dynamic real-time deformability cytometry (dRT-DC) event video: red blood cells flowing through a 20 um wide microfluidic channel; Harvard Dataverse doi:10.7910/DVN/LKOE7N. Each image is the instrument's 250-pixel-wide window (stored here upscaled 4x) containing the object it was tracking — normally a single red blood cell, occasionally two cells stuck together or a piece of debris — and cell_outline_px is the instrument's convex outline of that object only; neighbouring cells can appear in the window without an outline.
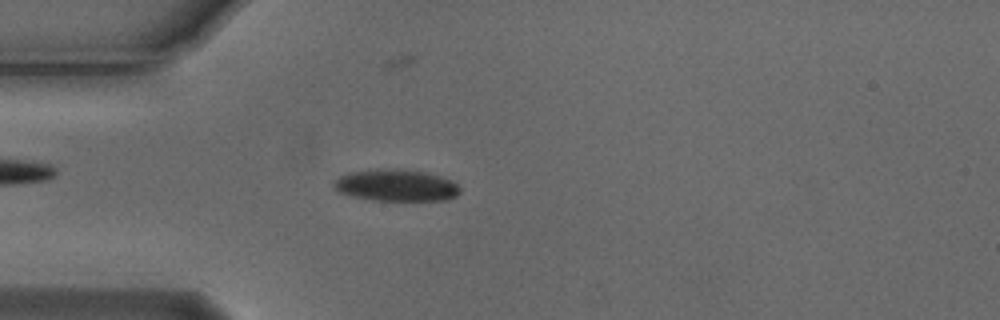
{"species": "Egyptian fruit bat (a non-hibernating species)", "species_latin": "Rousettus aegyptiacus", "temperature_condition": "cold", "stored_images_in_passage": 55, "camera_frame_rate_fps": 3000, "um_per_image_px": 0.085, "animal": {"sex": "male"}, "frame": {"image": 1, "passage_image": 15, "time_ms": 4.667, "image_size_px": [1000, 320], "cell_outline_px": [[460, 192], [456, 196], [448, 200], [372, 200], [352, 196], [340, 192], [332, 188], [332, 184], [340, 176], [352, 172], [376, 168], [396, 168], [424, 172], [440, 176], [452, 180], [460, 188]], "centroid_in_image_um": [33.67, 15.74], "position_along_channel_um": 51.3, "area_um2": 23.47}}
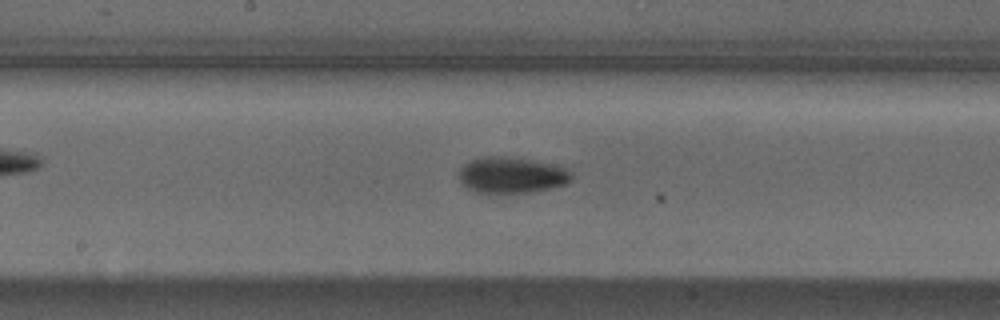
{"frame": {"image": 2, "passage_image": 28, "time_ms": 9.0, "image_size_px": [1000, 320], "cell_outline_px": [[572, 180], [568, 184], [528, 192], [476, 192], [460, 184], [456, 172], [464, 164], [480, 156], [504, 156], [532, 160], [568, 168], [572, 172]], "centroid_in_image_um": [43.45, 14.87], "position_along_channel_um": 204.7, "area_um2": 23.81}}
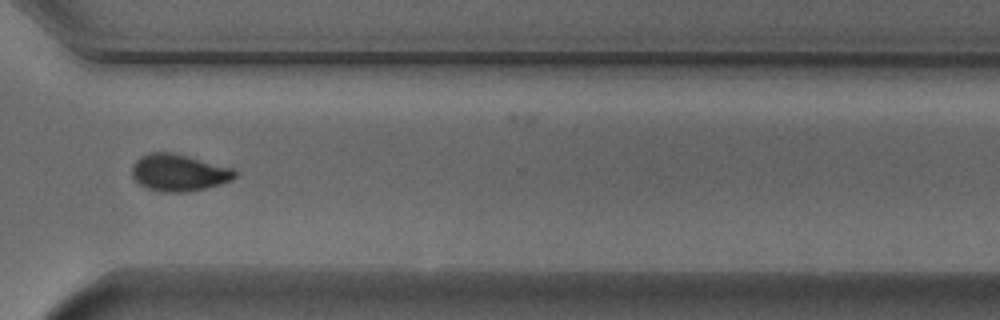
{"frame": {"image": 3, "passage_image": 40, "time_ms": 13.0, "image_size_px": [1000, 320], "cell_outline_px": [[236, 176], [232, 180], [220, 184], [204, 188], [184, 192], [160, 192], [148, 188], [140, 184], [132, 176], [132, 164], [140, 156], [148, 152], [172, 152], [188, 156], [232, 168], [236, 172]], "centroid_in_image_um": [15.17, 14.66], "position_along_channel_um": 355.4, "area_um2": 22.08}, "authors_computed_cell_mechanics": {"area_um2": 22.0796, "velocity_mm_per_s": 3.7673, "shape_relaxation_time_tau1_ms": 4.0746, "shape_relaxation_time_tau2_ms": null, "deformation_change_tau1": 0.1344, "deformation_change_tau2": null}}